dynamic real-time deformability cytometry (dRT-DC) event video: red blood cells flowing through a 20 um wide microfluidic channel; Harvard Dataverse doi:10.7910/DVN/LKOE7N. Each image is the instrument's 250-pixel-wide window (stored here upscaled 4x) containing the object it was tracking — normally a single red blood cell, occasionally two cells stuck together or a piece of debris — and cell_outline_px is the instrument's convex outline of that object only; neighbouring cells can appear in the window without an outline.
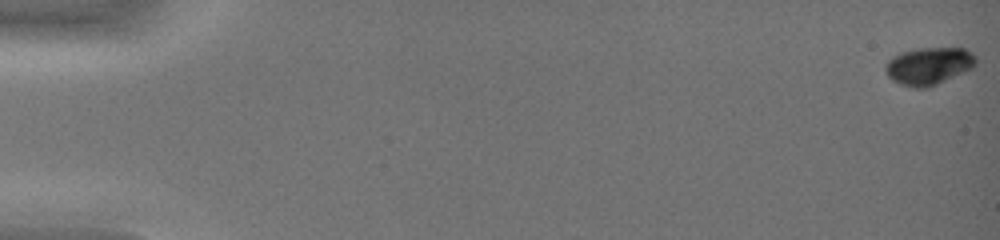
{"species": "common noctule bat (a hibernating species)", "species_latin": "Nyctalus noctula", "temperature_condition": "warm", "stored_images_in_passage": 45, "camera_frame_rate_fps": 3000, "um_per_image_px": 0.085, "animal": {"sex": "female", "body_mass_g": 19.0, "forearm_length_mm": 51.5}, "frame": {"image": 1, "passage_image": 1, "time_ms": 0.0, "image_size_px": [1000, 240], "cell_outline_px": [[976, 64], [972, 68], [928, 88], [912, 88], [900, 84], [892, 80], [888, 76], [884, 68], [888, 60], [892, 56], [900, 52], [920, 48], [964, 48], [972, 52], [976, 56]], "centroid_in_image_um": [78.93, 5.6], "position_along_channel_um": 6.1, "area_um2": 19.83}}
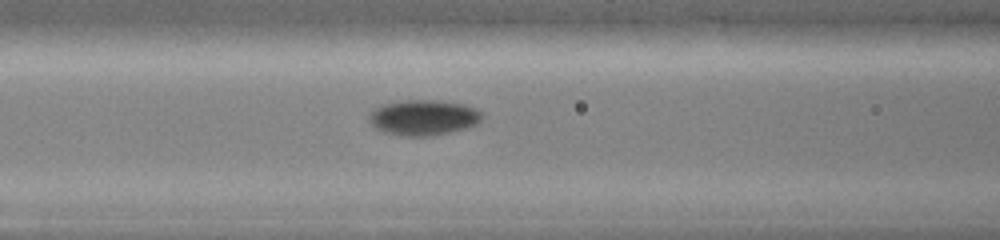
{"frame": {"image": 2, "passage_image": 22, "time_ms": 7.0, "image_size_px": [1000, 240], "cell_outline_px": [[484, 116], [476, 124], [464, 128], [432, 136], [404, 136], [384, 132], [376, 128], [368, 120], [368, 116], [372, 108], [384, 104], [404, 100], [440, 100], [464, 104], [476, 108], [484, 112]], "centroid_in_image_um": [35.99, 9.98], "position_along_channel_um": 130.6, "area_um2": 23.52}}
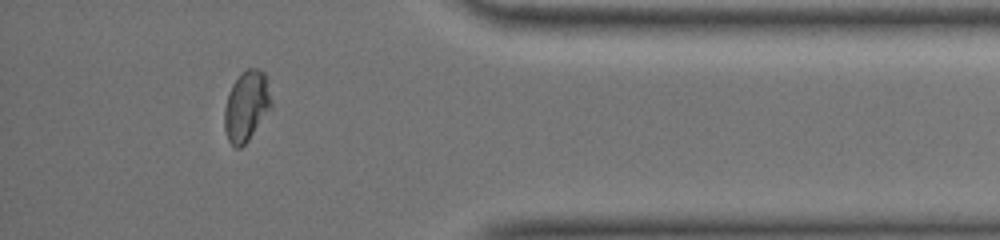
{"frame": {"image": 3, "passage_image": 42, "time_ms": 13.667, "image_size_px": [1000, 240], "cell_outline_px": [[272, 108], [248, 140], [240, 148], [236, 148], [228, 140], [224, 128], [224, 108], [232, 84], [248, 68], [256, 68], [264, 72], [272, 100]], "centroid_in_image_um": [20.96, 9.04], "position_along_channel_um": 414.2, "area_um2": 19.02}, "authors_computed_cell_mechanics": {"area_um2": 20.0566, "velocity_mm_per_s": 4.445, "shape_relaxation_time_tau1_ms": 5.2297, "shape_relaxation_time_tau2_ms": null, "deformation_change_tau1": 0.1676, "deformation_change_tau2": null}}